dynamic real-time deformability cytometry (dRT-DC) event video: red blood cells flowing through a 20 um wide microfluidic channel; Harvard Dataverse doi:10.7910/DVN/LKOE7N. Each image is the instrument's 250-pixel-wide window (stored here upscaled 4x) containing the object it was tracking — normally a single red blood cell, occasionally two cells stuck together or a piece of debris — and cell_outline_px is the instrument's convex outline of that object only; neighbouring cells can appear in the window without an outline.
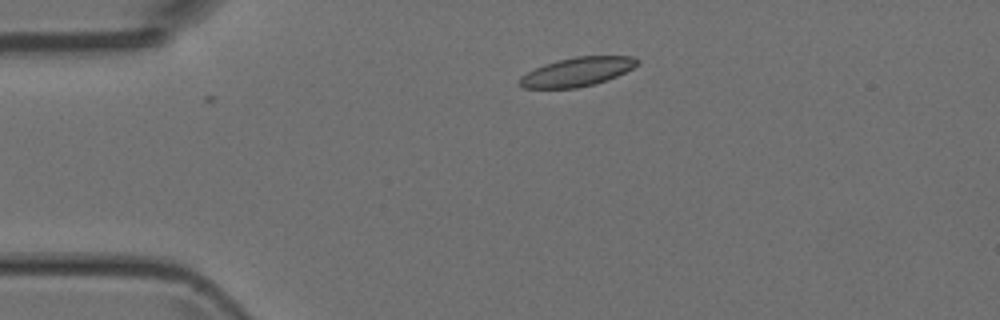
{"species": "Egyptian fruit bat (a non-hibernating species)", "species_latin": "Rousettus aegyptiacus", "temperature_condition": "room temperature", "stored_images_in_passage": 2, "camera_frame_rate_fps": 3000, "um_per_image_px": 0.085, "animal": {"sex": "female"}, "frame": {"image": 1, "passage_image": 2, "time_ms": 1.333, "image_size_px": [1000, 320], "cell_outline_px": [[640, 60], [632, 68], [616, 76], [592, 84], [576, 88], [524, 88], [516, 84], [516, 80], [520, 76], [544, 64], [556, 60], [576, 56], [632, 56]], "centroid_in_image_um": [48.98, 6.1], "position_along_channel_um": 36.0, "area_um2": 19.71}}